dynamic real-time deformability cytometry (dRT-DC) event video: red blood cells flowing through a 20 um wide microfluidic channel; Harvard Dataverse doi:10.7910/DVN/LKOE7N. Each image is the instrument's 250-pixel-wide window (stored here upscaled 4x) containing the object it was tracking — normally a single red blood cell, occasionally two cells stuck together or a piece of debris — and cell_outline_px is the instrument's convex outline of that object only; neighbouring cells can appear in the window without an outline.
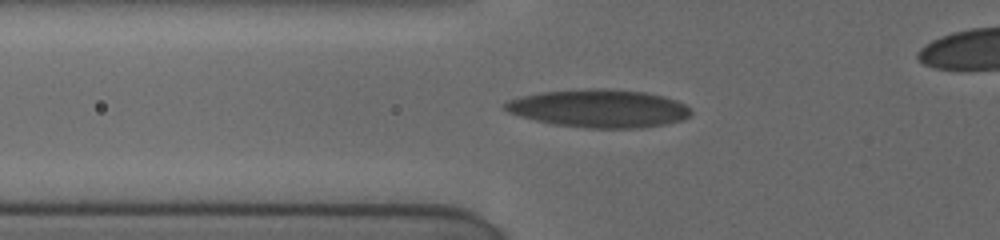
{"species": "human", "species_latin": "Homo sapiens", "temperature_condition": "cold", "stored_images_in_passage": 11, "camera_frame_rate_fps": 3000, "um_per_image_px": 0.085, "donor": {"sex": "female"}, "frame": {"image": 1, "passage_image": 8, "time_ms": 4.0, "image_size_px": [1000, 240], "cell_outline_px": [[692, 116], [684, 120], [664, 124], [640, 128], [584, 128], [552, 124], [520, 116], [508, 112], [504, 108], [504, 104], [508, 100], [520, 96], [540, 92], [600, 88], [608, 88], [644, 92], [664, 96], [676, 100], [692, 108]], "centroid_in_image_um": [50.95, 9.22], "position_along_channel_um": 74.8, "area_um2": 41.38}}
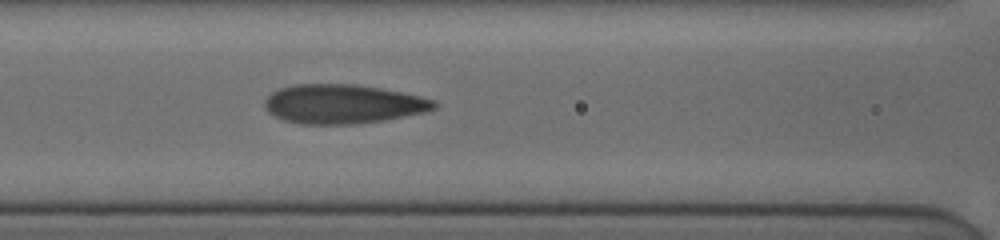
{"frame": {"image": 2, "passage_image": 11, "time_ms": 5.667, "image_size_px": [1000, 240], "cell_outline_px": [[440, 104], [436, 108], [428, 112], [384, 120], [356, 124], [300, 124], [284, 120], [268, 112], [264, 108], [264, 100], [272, 92], [280, 88], [292, 84], [356, 84], [380, 88], [420, 96], [436, 100]], "centroid_in_image_um": [29.18, 8.84], "position_along_channel_um": 137.4, "area_um2": 39.02}}